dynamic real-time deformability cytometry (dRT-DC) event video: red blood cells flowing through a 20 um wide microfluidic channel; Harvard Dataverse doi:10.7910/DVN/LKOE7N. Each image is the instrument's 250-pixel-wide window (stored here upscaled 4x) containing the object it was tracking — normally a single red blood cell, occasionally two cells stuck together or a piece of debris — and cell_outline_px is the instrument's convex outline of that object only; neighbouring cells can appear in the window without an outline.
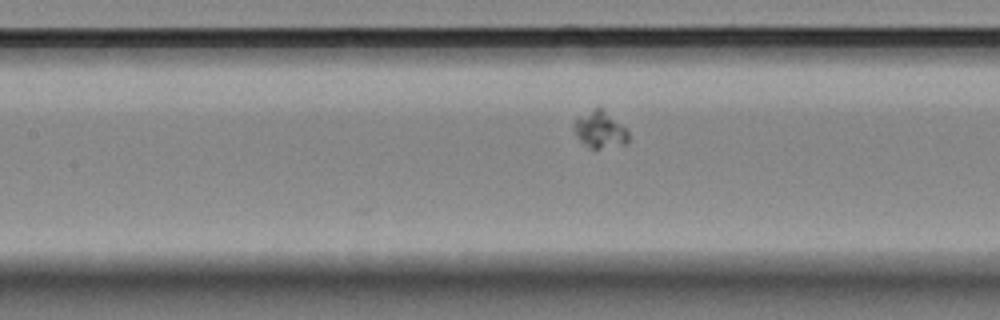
{"species": "Egyptian fruit bat (a non-hibernating species)", "species_latin": "Rousettus aegyptiacus", "temperature_condition": "room temperature", "stored_images_in_passage": 9, "segment_of_instrument_passage": [2, 2], "camera_frame_rate_fps": 3000, "um_per_image_px": 0.085, "animal": {"sex": "female"}, "frame": {"image": 1, "passage_image": 9, "time_ms": 9.0, "image_size_px": [1000, 320], "cell_outline_px": [[628, 140], [624, 144], [600, 148], [592, 148], [580, 140], [576, 136], [572, 128], [576, 116], [596, 108], [604, 108], [628, 132]], "centroid_in_image_um": [50.95, 10.99], "position_along_channel_um": 156.5, "area_um2": 11.5}}